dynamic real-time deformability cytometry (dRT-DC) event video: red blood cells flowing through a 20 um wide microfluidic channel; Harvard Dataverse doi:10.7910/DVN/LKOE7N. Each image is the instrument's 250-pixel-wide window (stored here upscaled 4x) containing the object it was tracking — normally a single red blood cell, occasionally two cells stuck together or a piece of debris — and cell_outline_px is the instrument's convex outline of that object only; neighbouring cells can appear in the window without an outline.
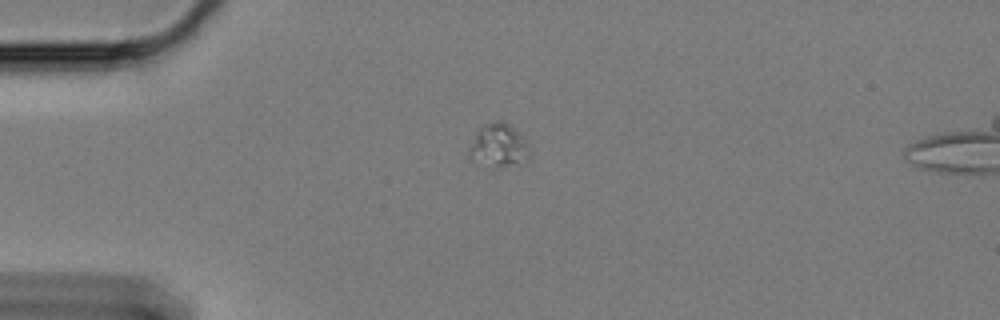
{"species": "Egyptian fruit bat (a non-hibernating species)", "species_latin": "Rousettus aegyptiacus", "temperature_condition": "cold", "stored_images_in_passage": 47, "camera_frame_rate_fps": 3000, "um_per_image_px": 0.085, "animal": {"sex": "female"}, "frame": {"image": 1, "passage_image": 1, "time_ms": 0.0, "image_size_px": [1000, 320], "cell_outline_px": [[528, 156], [504, 164], [496, 164], [468, 156], [468, 148], [476, 132], [480, 128], [496, 120], [504, 120], [524, 140]], "centroid_in_image_um": [42.29, 12.24], "position_along_channel_um": 42.7, "area_um2": 13.41}}
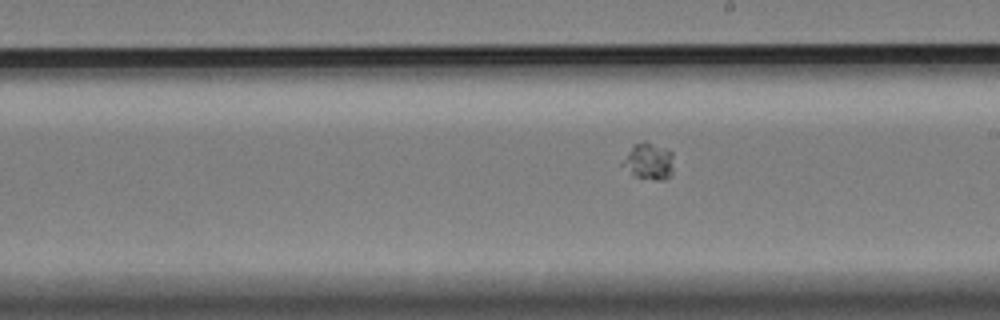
{"frame": {"image": 2, "passage_image": 21, "time_ms": 6.667, "image_size_px": [1000, 320], "cell_outline_px": [[672, 172], [664, 180], [656, 180], [636, 176], [620, 164], [632, 144], [644, 140], [668, 148], [672, 152]], "centroid_in_image_um": [55.14, 13.66], "position_along_channel_um": 233.9, "area_um2": 10.98}}
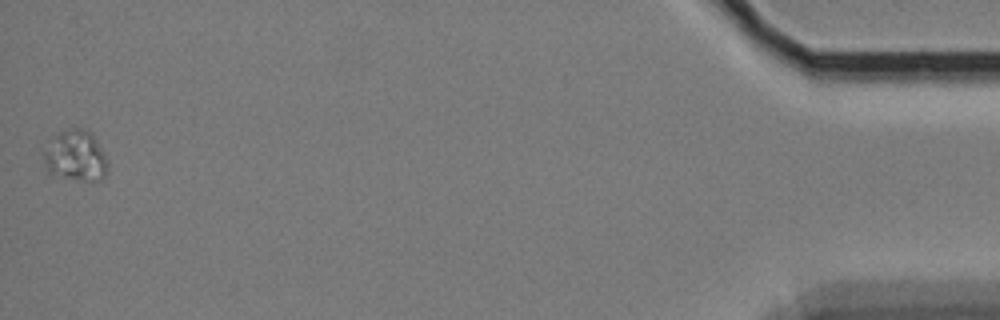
{"frame": {"image": 3, "passage_image": 47, "time_ms": 15.333, "image_size_px": [1000, 320], "cell_outline_px": [[108, 168], [104, 176], [100, 180], [84, 180], [60, 176], [48, 172], [44, 160], [44, 152], [52, 136], [68, 128], [84, 128], [92, 132], [108, 164]], "centroid_in_image_um": [6.42, 13.21], "position_along_channel_um": 428.8, "area_um2": 18.67}}